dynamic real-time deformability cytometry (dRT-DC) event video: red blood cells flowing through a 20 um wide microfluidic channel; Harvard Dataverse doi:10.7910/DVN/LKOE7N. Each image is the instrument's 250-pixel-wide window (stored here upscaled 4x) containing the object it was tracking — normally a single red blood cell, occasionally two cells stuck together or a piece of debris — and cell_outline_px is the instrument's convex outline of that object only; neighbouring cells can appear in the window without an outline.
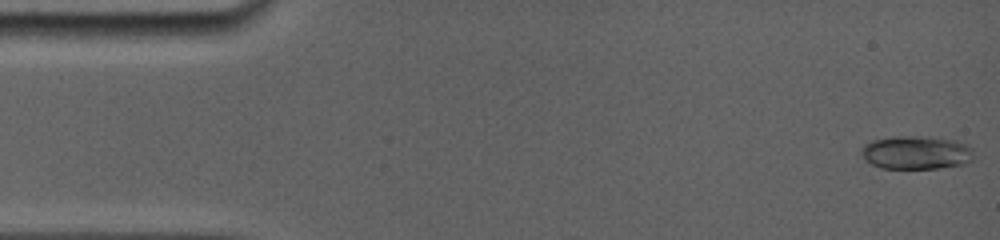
{"species": "common noctule bat (a hibernating species)", "species_latin": "Nyctalus noctula", "temperature_condition": "room temperature", "stored_images_in_passage": 67, "camera_frame_rate_fps": 5000, "um_per_image_px": 0.085, "animal": {"sex": "female", "body_mass_g": 19.0, "forearm_length_mm": 56.7}, "frame": {"image": 1, "passage_image": 1, "time_ms": 0.0, "image_size_px": [1000, 240], "cell_outline_px": [[972, 160], [964, 164], [940, 168], [880, 168], [872, 164], [860, 152], [860, 148], [864, 144], [872, 140], [892, 136], [928, 136], [956, 140], [968, 144], [972, 148]], "centroid_in_image_um": [77.89, 12.95], "position_along_channel_um": 7.1, "area_um2": 22.08}}
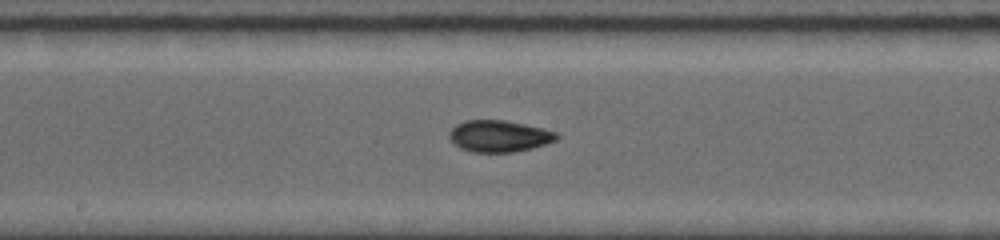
{"frame": {"image": 2, "passage_image": 38, "time_ms": 8.2, "image_size_px": [1000, 240], "cell_outline_px": [[560, 136], [556, 140], [532, 148], [512, 152], [472, 152], [460, 148], [448, 136], [448, 132], [456, 124], [464, 120], [504, 120], [544, 128], [556, 132]], "centroid_in_image_um": [42.42, 11.56], "position_along_channel_um": 205.8, "area_um2": 19.77}}
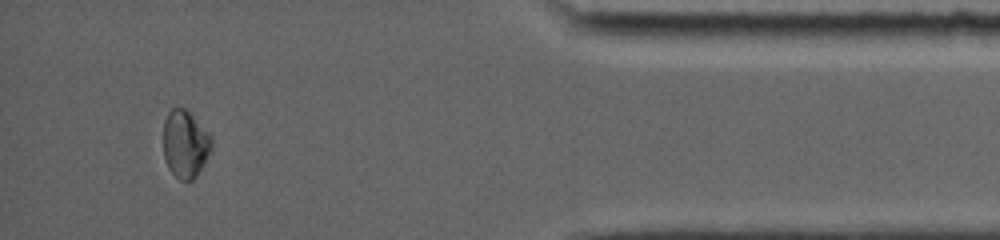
{"frame": {"image": 3, "passage_image": 65, "time_ms": 14.6, "image_size_px": [1000, 240], "cell_outline_px": [[212, 148], [196, 176], [192, 180], [180, 180], [168, 168], [164, 160], [164, 120], [168, 112], [172, 108], [188, 108], [212, 136]], "centroid_in_image_um": [15.75, 12.2], "position_along_channel_um": 419.5, "area_um2": 19.13}, "authors_computed_cell_mechanics": {"area_um2": 19.4786, "velocity_mm_per_s": 3.9025, "shape_relaxation_time_tau1_ms": null, "shape_relaxation_time_tau2_ms": 0.8953, "deformation_change_tau1": null, "deformation_change_tau2": 0.025}}